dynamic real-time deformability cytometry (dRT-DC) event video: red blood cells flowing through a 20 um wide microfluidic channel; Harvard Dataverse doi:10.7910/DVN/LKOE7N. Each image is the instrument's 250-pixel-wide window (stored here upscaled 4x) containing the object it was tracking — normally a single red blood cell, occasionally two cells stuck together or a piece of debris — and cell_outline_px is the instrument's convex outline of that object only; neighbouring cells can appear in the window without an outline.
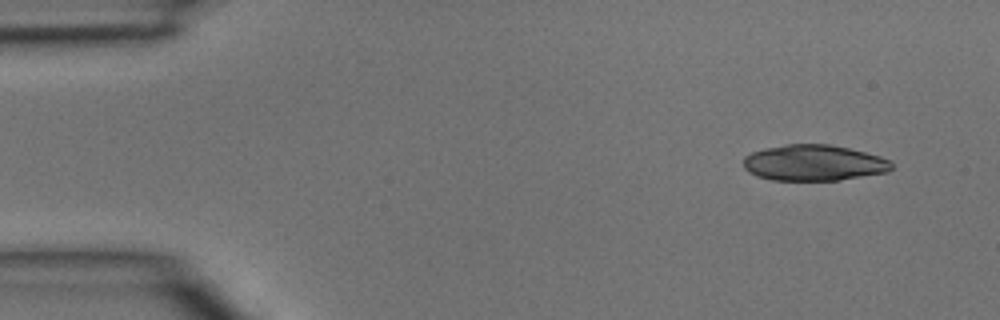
{"species": "common noctule bat (a hibernating species)", "species_latin": "Nyctalus noctula", "temperature_condition": "room temperature", "stored_images_in_passage": 4, "segment_of_instrument_passage": [1, 2], "camera_frame_rate_fps": 3000, "um_per_image_px": 0.085, "animal": {"sex": "male", "body_mass_g": 15.6}, "frame": {"image": 1, "passage_image": 1, "time_ms": 0.0, "image_size_px": [1000, 320], "cell_outline_px": [[892, 168], [888, 172], [840, 180], [772, 180], [756, 176], [748, 172], [744, 168], [744, 156], [752, 152], [764, 148], [784, 144], [828, 144], [848, 148], [880, 156], [888, 160], [892, 164]], "centroid_in_image_um": [69.15, 13.84], "position_along_channel_um": 15.9, "area_um2": 31.1}}